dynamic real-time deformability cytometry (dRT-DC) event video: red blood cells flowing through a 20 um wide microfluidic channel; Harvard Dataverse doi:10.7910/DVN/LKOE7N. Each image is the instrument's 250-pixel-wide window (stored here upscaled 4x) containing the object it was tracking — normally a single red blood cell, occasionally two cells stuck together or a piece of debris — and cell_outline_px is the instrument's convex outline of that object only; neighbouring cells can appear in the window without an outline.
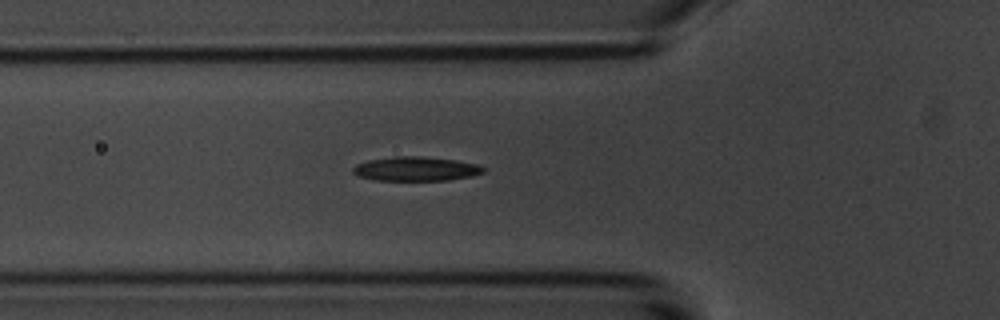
{"species": "common noctule bat (a hibernating species)", "species_latin": "Nyctalus noctula", "temperature_condition": "room temperature", "stored_images_in_passage": 40, "camera_frame_rate_fps": 3000, "um_per_image_px": 0.085, "animal": {"sex": "male", "body_mass_g": 20.1, "forearm_length_mm": 53.5}, "frame": {"image": 1, "passage_image": 6, "time_ms": 1.667, "image_size_px": [1000, 320], "cell_outline_px": [[484, 172], [472, 176], [448, 180], [376, 180], [360, 176], [352, 172], [352, 168], [356, 164], [368, 160], [392, 156], [420, 156], [456, 160], [480, 164], [484, 168]], "centroid_in_image_um": [35.36, 14.34], "position_along_channel_um": 90.4, "area_um2": 18.44}}
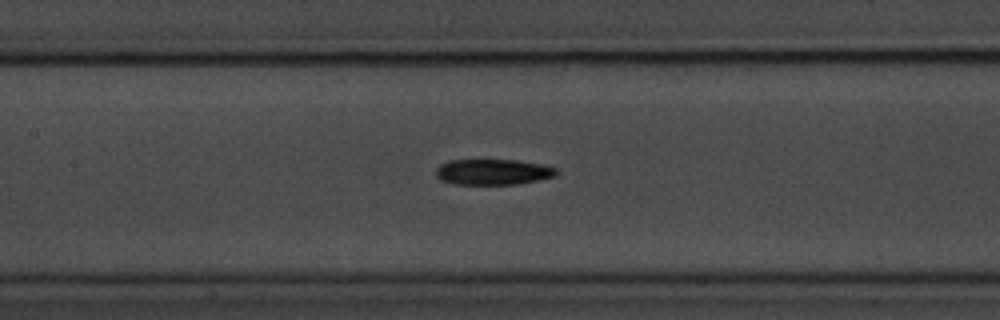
{"frame": {"image": 2, "passage_image": 12, "time_ms": 3.667, "image_size_px": [1000, 320], "cell_outline_px": [[556, 176], [516, 184], [456, 184], [440, 180], [436, 176], [436, 168], [440, 164], [448, 160], [516, 160], [540, 164], [556, 168]], "centroid_in_image_um": [41.85, 14.61], "position_along_channel_um": 165.5, "area_um2": 17.92}}
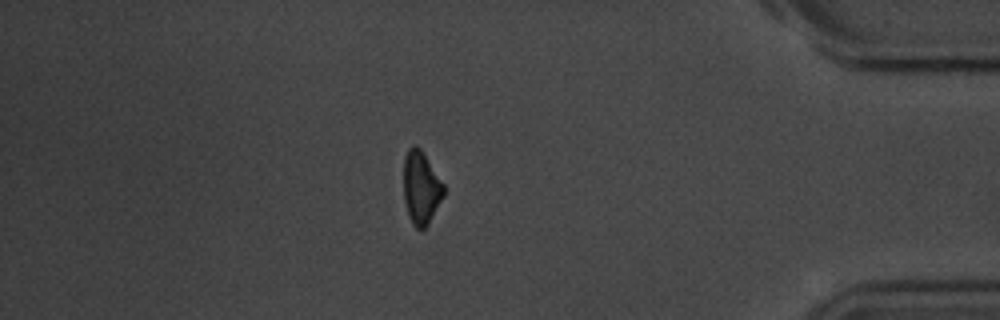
{"frame": {"image": 3, "passage_image": 34, "time_ms": 11.0, "image_size_px": [1000, 320], "cell_outline_px": [[444, 196], [428, 224], [424, 228], [416, 228], [412, 224], [408, 216], [404, 200], [404, 156], [408, 148], [412, 144], [416, 144], [420, 148], [444, 184]], "centroid_in_image_um": [35.78, 15.94], "position_along_channel_um": 399.4, "area_um2": 17.11}, "authors_computed_cell_mechanics": {"area_um2": 18.2359, "velocity_mm_per_s": 3.7025, "shape_relaxation_time_tau1_ms": 2.6773, "shape_relaxation_time_tau2_ms": null, "deformation_change_tau1": 0.0995, "deformation_change_tau2": null}}